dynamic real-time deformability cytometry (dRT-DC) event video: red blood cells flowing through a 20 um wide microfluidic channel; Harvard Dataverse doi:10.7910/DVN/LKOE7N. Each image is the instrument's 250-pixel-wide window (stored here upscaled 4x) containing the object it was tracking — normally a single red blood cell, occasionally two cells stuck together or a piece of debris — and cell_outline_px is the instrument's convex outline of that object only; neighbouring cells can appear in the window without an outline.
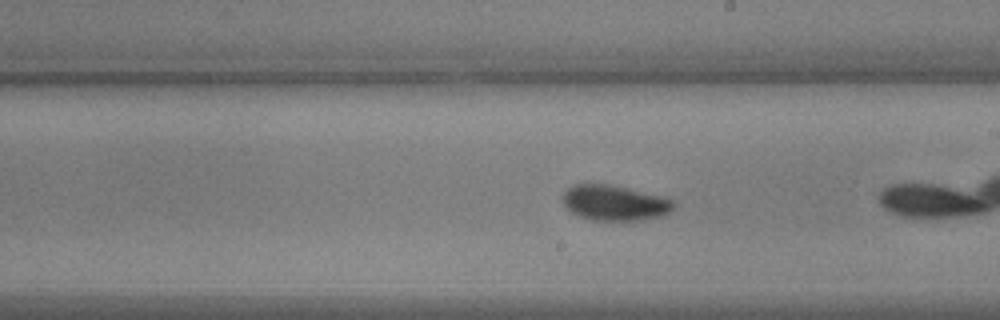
{"species": "common noctule bat (a hibernating species)", "species_latin": "Nyctalus noctula", "temperature_condition": "warm", "stored_images_in_passage": 22, "camera_frame_rate_fps": 3000, "um_per_image_px": 0.085, "animal": {"sex": "male", "body_mass_g": 17.9, "forearm_length_mm": 54.2}, "frame": {"image": 1, "passage_image": 10, "time_ms": 3.0, "image_size_px": [1000, 320], "cell_outline_px": [[672, 208], [668, 212], [660, 216], [640, 220], [592, 220], [580, 216], [572, 212], [560, 200], [560, 196], [572, 184], [612, 184], [660, 196], [672, 200]], "centroid_in_image_um": [52.16, 17.23], "position_along_channel_um": 236.8, "area_um2": 22.66}}